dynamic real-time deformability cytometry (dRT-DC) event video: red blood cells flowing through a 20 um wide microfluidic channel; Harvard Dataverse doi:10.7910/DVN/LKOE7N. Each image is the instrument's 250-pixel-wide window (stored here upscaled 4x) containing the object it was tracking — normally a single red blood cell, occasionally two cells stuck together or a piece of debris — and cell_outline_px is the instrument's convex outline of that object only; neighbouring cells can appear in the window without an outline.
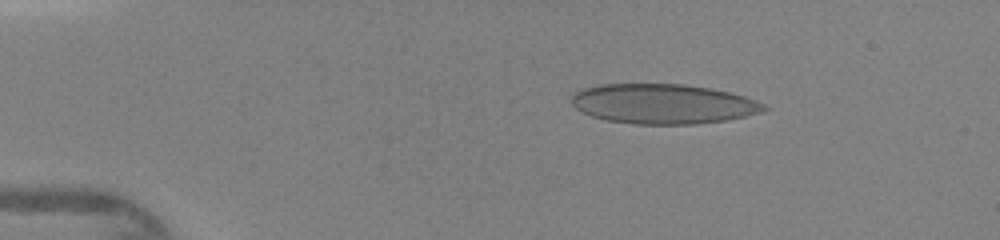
{"species": "human", "species_latin": "Homo sapiens", "temperature_condition": "warm", "stored_images_in_passage": 45, "camera_frame_rate_fps": 3000, "um_per_image_px": 0.085, "donor": {"sex": "female"}, "frame": {"image": 1, "passage_image": 7, "time_ms": 2.0, "image_size_px": [1000, 240], "cell_outline_px": [[768, 108], [760, 112], [728, 120], [696, 124], [632, 124], [608, 120], [592, 116], [576, 108], [572, 104], [572, 96], [576, 92], [584, 88], [600, 84], [684, 84], [712, 88], [744, 96], [756, 100], [764, 104]], "centroid_in_image_um": [56.38, 8.83], "position_along_channel_um": 28.6, "area_um2": 44.56}}
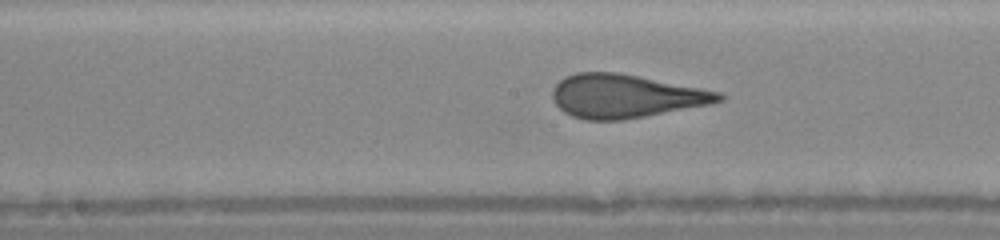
{"frame": {"image": 2, "passage_image": 23, "time_ms": 7.333, "image_size_px": [1000, 240], "cell_outline_px": [[724, 100], [712, 104], [624, 120], [584, 120], [572, 116], [564, 112], [552, 100], [552, 88], [564, 76], [576, 72], [616, 72], [700, 88], [720, 92], [724, 96]], "centroid_in_image_um": [53.13, 8.18], "position_along_channel_um": 195.1, "area_um2": 42.14}}
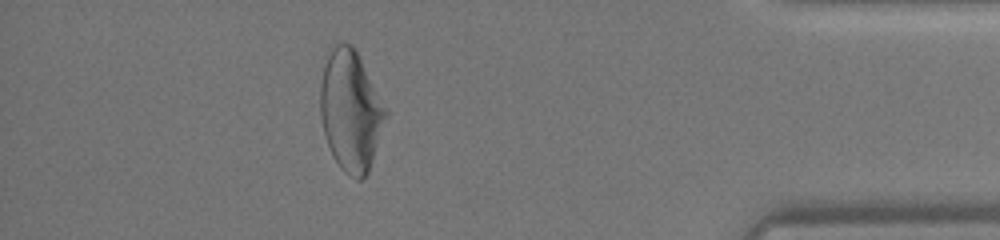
{"frame": {"image": 3, "passage_image": 40, "time_ms": 13.0, "image_size_px": [1000, 240], "cell_outline_px": [[388, 116], [368, 172], [360, 180], [356, 180], [348, 176], [340, 168], [332, 156], [324, 132], [320, 116], [320, 84], [324, 64], [328, 48], [340, 40], [352, 44], [388, 112]], "centroid_in_image_um": [29.78, 9.4], "position_along_channel_um": 405.4, "area_um2": 46.18}}